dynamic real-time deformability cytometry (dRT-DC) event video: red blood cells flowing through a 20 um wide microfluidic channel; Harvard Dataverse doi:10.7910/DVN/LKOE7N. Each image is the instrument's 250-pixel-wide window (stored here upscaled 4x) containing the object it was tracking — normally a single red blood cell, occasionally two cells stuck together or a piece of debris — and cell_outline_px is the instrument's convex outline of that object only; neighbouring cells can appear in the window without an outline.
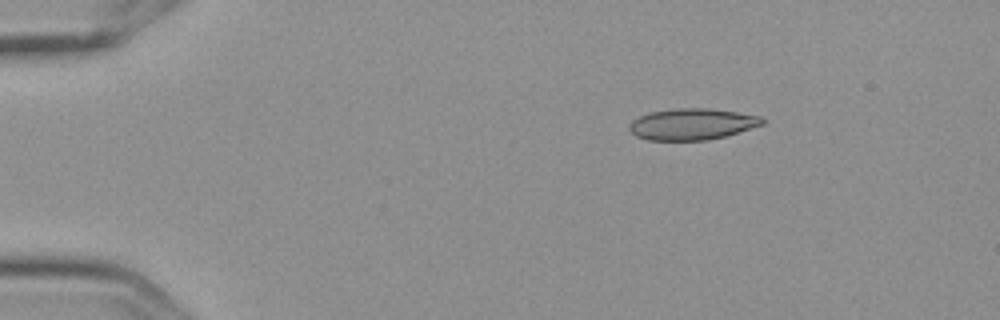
{"species": "Egyptian fruit bat (a non-hibernating species)", "species_latin": "Rousettus aegyptiacus", "temperature_condition": "cold", "stored_images_in_passage": 5, "camera_frame_rate_fps": 3000, "um_per_image_px": 0.085, "frame": {"image": 1, "passage_image": 3, "time_ms": 0.667, "image_size_px": [1000, 320], "cell_outline_px": [[768, 120], [764, 124], [724, 136], [708, 140], [648, 140], [636, 136], [628, 128], [628, 124], [632, 120], [640, 116], [652, 112], [676, 108], [704, 108], [736, 112], [760, 116]], "centroid_in_image_um": [58.82, 10.55], "position_along_channel_um": 26.2, "area_um2": 24.16}}